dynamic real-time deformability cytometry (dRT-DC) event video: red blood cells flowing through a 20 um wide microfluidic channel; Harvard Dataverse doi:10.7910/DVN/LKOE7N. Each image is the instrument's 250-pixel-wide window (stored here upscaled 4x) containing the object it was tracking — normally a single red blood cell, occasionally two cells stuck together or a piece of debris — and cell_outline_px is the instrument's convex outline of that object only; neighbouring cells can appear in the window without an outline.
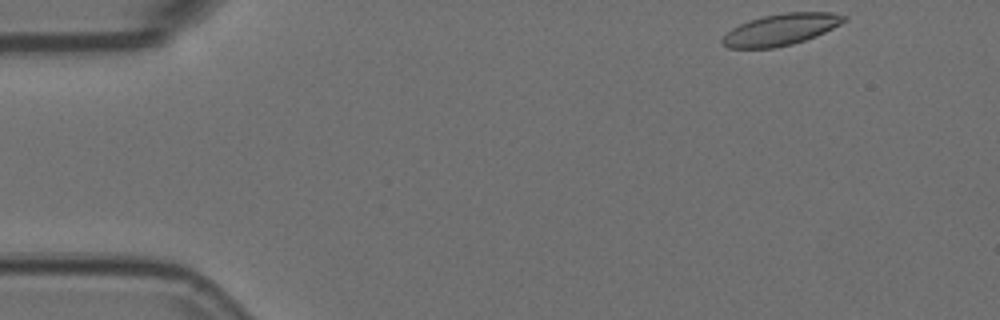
{"species": "Egyptian fruit bat (a non-hibernating species)", "species_latin": "Rousettus aegyptiacus", "temperature_condition": "room temperature", "stored_images_in_passage": 50, "camera_frame_rate_fps": 3000, "um_per_image_px": 0.085, "animal": {"sex": "female"}, "frame": {"image": 1, "passage_image": 1, "time_ms": 0.0, "image_size_px": [1000, 320], "cell_outline_px": [[848, 20], [816, 36], [792, 44], [776, 48], [728, 48], [720, 40], [732, 28], [748, 20], [764, 16], [784, 12], [832, 12], [848, 16]], "centroid_in_image_um": [66.39, 2.5], "position_along_channel_um": 18.6, "area_um2": 22.31}}
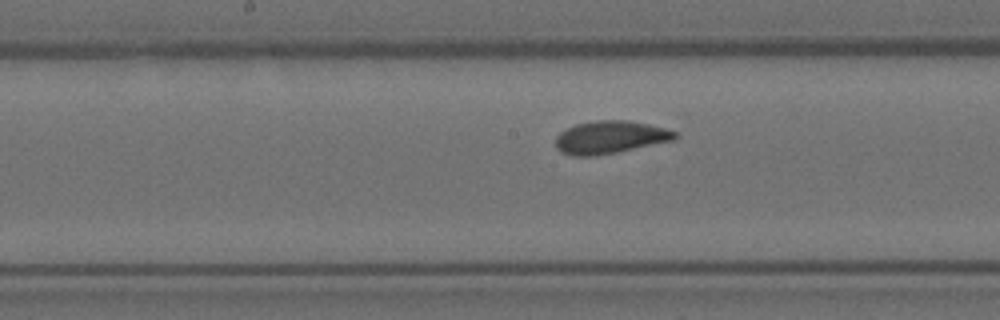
{"frame": {"image": 2, "passage_image": 23, "time_ms": 7.333, "image_size_px": [1000, 320], "cell_outline_px": [[680, 136], [676, 140], [596, 156], [572, 156], [560, 152], [556, 148], [556, 136], [560, 132], [576, 124], [596, 120], [628, 120], [668, 128], [676, 132]], "centroid_in_image_um": [51.89, 11.67], "position_along_channel_um": 196.3, "area_um2": 23.0}}
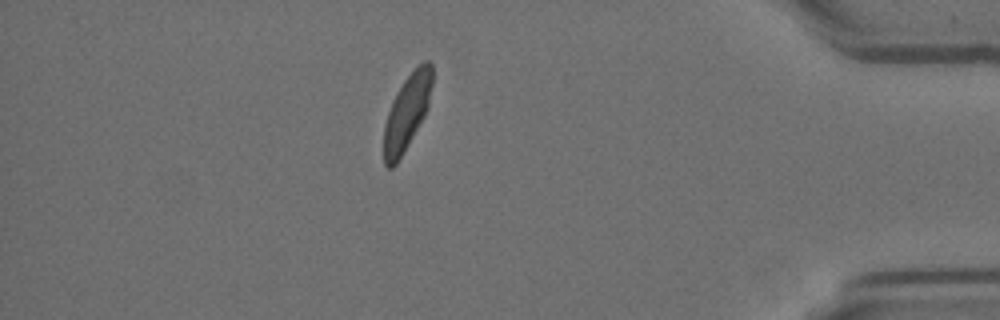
{"frame": {"image": 3, "passage_image": 43, "time_ms": 14.0, "image_size_px": [1000, 320], "cell_outline_px": [[432, 84], [428, 108], [424, 116], [396, 164], [392, 168], [388, 168], [384, 164], [384, 124], [392, 100], [396, 92], [404, 80], [424, 60], [428, 60], [432, 64]], "centroid_in_image_um": [34.58, 9.53], "position_along_channel_um": 400.6, "area_um2": 20.92}, "authors_computed_cell_mechanics": {"area_um2": 22.2819, "velocity_mm_per_s": 3.7069, "shape_relaxation_time_tau1_ms": 4.5864, "shape_relaxation_time_tau2_ms": 1.3847, "deformation_change_tau1": 0.1443, "deformation_change_tau2": 0.0676}}